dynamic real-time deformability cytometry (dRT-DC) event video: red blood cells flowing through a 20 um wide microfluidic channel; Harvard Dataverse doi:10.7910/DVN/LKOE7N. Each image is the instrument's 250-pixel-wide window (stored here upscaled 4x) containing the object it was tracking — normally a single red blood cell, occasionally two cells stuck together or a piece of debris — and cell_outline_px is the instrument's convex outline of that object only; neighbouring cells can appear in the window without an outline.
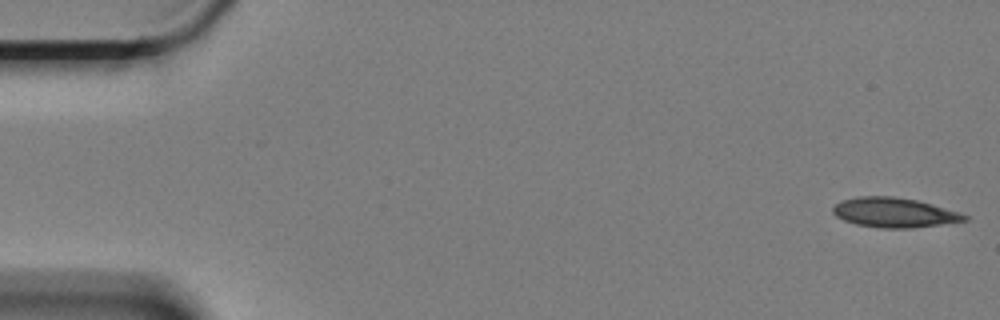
{"species": "Egyptian fruit bat (a non-hibernating species)", "species_latin": "Rousettus aegyptiacus", "temperature_condition": "cold", "stored_images_in_passage": 56, "camera_frame_rate_fps": 3000, "um_per_image_px": 0.085, "animal": {"sex": "female"}, "frame": {"image": 1, "passage_image": 1, "time_ms": 0.0, "image_size_px": [1000, 320], "cell_outline_px": [[968, 220], [912, 228], [880, 228], [856, 224], [844, 220], [836, 216], [832, 212], [832, 208], [836, 204], [844, 200], [860, 196], [892, 196], [916, 200], [932, 204], [968, 216]], "centroid_in_image_um": [75.97, 18.07], "position_along_channel_um": 9.0, "area_um2": 22.43}}
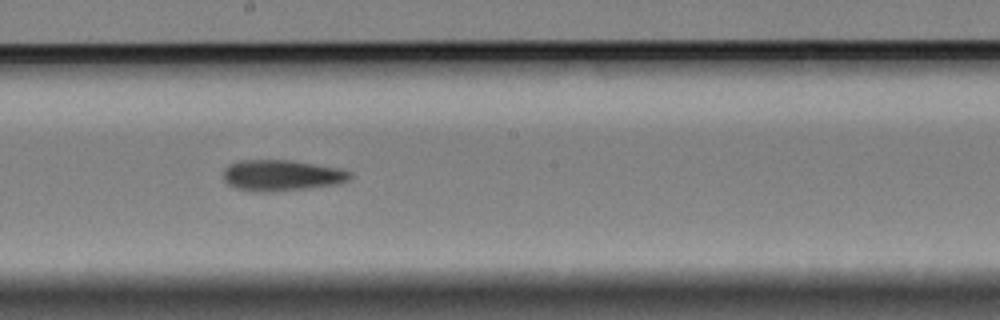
{"frame": {"image": 2, "passage_image": 32, "time_ms": 10.333, "image_size_px": [1000, 320], "cell_outline_px": [[352, 176], [348, 180], [340, 184], [308, 188], [272, 192], [252, 192], [236, 188], [228, 184], [224, 180], [224, 168], [228, 164], [240, 160], [292, 160], [340, 168], [352, 172]], "centroid_in_image_um": [23.95, 14.91], "position_along_channel_um": 224.3, "area_um2": 23.24}}
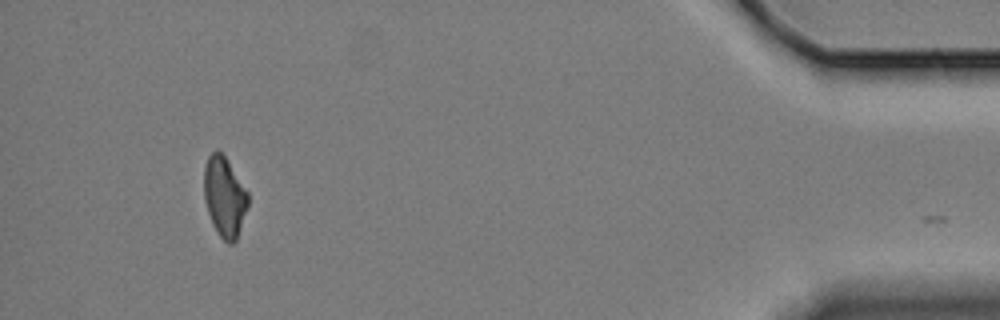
{"frame": {"image": 3, "passage_image": 55, "time_ms": 18.0, "image_size_px": [1000, 320], "cell_outline_px": [[248, 204], [236, 240], [232, 244], [228, 244], [220, 236], [212, 224], [208, 212], [204, 196], [204, 168], [208, 156], [216, 148], [224, 156], [248, 192]], "centroid_in_image_um": [19.07, 16.73], "position_along_channel_um": 416.1, "area_um2": 20.23}}